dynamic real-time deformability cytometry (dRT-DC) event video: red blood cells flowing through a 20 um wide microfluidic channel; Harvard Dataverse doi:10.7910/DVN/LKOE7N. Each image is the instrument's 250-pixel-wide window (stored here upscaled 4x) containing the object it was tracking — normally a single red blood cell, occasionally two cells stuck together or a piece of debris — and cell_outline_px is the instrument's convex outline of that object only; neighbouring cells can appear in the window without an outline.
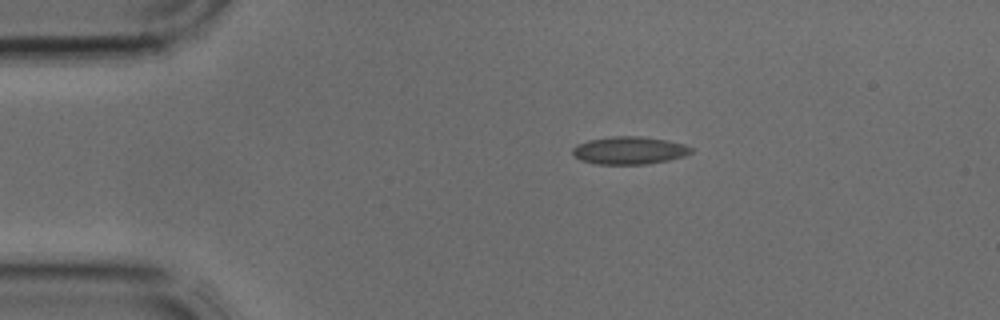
{"species": "common noctule bat (a hibernating species)", "species_latin": "Nyctalus noctula", "temperature_condition": "cold", "stored_images_in_passage": 3, "camera_frame_rate_fps": 3000, "um_per_image_px": 0.085, "animal": {"sex": "male", "body_mass_g": 17.9, "forearm_length_mm": 54.2}, "frame": {"image": 1, "passage_image": 1, "time_ms": 0.0, "image_size_px": [1000, 320], "cell_outline_px": [[692, 152], [684, 156], [668, 160], [648, 164], [596, 164], [580, 160], [572, 156], [572, 148], [576, 144], [588, 140], [612, 136], [640, 136], [664, 140], [684, 144], [692, 148]], "centroid_in_image_um": [53.43, 12.79], "position_along_channel_um": 31.6, "area_um2": 19.19}}